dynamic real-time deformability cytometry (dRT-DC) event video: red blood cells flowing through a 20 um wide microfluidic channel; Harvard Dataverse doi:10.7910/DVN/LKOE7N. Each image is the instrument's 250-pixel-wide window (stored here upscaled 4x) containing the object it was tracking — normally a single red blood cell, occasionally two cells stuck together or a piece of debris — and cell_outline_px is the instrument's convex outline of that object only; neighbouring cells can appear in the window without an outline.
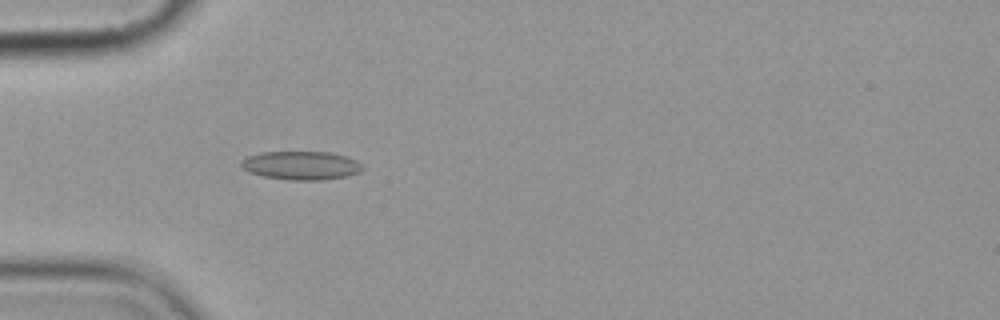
{"species": "common noctule bat (a hibernating species)", "species_latin": "Nyctalus noctula", "temperature_condition": "cold", "stored_images_in_passage": 6, "camera_frame_rate_fps": 3000, "um_per_image_px": 0.085, "animal": {"sex": "female", "body_mass_g": 19.9}, "frame": {"image": 1, "passage_image": 6, "time_ms": 5.667, "image_size_px": [1000, 320], "cell_outline_px": [[364, 168], [360, 172], [348, 176], [320, 180], [292, 180], [264, 176], [248, 172], [240, 164], [240, 160], [248, 156], [260, 152], [328, 152], [344, 156], [356, 160]], "centroid_in_image_um": [25.58, 14.06], "position_along_channel_um": 59.4, "area_um2": 20.11}}